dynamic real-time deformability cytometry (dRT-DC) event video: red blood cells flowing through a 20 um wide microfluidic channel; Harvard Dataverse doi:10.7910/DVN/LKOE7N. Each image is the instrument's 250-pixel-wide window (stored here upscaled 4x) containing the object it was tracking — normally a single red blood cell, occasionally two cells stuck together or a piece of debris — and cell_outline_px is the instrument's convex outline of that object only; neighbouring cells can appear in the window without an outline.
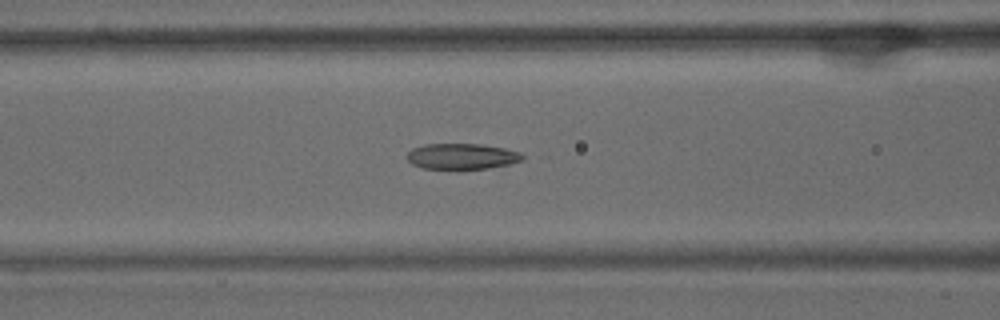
{"species": "common noctule bat (a hibernating species)", "species_latin": "Nyctalus noctula", "temperature_condition": "warm", "stored_images_in_passage": 32, "camera_frame_rate_fps": 3000, "um_per_image_px": 0.085, "animal": {"sex": "male", "body_mass_g": 15.6}, "frame": {"image": 1, "passage_image": 24, "time_ms": 7.667, "image_size_px": [1000, 320], "cell_outline_px": [[524, 160], [512, 164], [488, 168], [424, 168], [412, 164], [404, 156], [412, 148], [424, 144], [480, 144], [504, 148], [520, 152], [524, 156]], "centroid_in_image_um": [39.27, 13.28], "position_along_channel_um": 127.3, "area_um2": 17.34}}
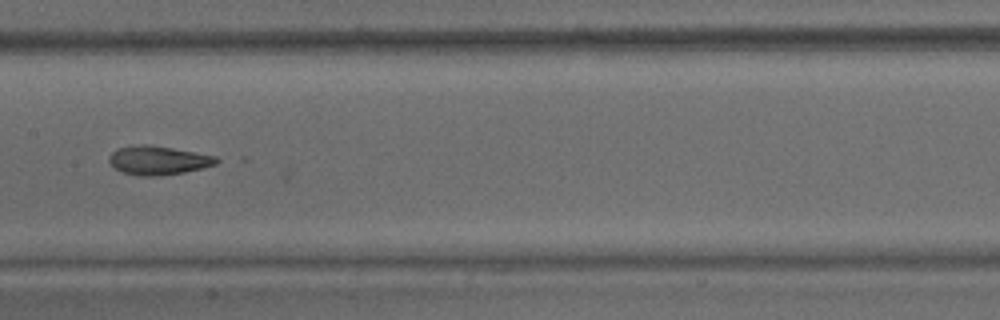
{"frame": {"image": 2, "passage_image": 29, "time_ms": 9.333, "image_size_px": [1000, 320], "cell_outline_px": [[220, 160], [216, 164], [204, 168], [184, 172], [160, 176], [140, 176], [124, 172], [116, 168], [108, 160], [108, 156], [116, 148], [140, 144], [148, 144], [172, 148], [216, 156]], "centroid_in_image_um": [13.46, 13.62], "position_along_channel_um": 193.9, "area_um2": 18.03}}